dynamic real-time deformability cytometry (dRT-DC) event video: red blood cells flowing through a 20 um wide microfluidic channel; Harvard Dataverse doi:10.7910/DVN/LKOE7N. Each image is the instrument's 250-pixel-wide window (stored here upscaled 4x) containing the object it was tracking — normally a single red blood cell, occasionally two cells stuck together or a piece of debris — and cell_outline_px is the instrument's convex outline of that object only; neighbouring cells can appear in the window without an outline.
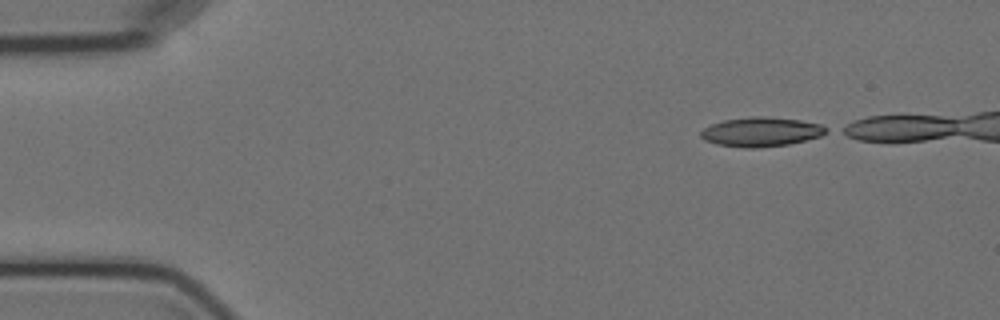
{"species": "Egyptian fruit bat (a non-hibernating species)", "species_latin": "Rousettus aegyptiacus", "temperature_condition": "cold", "stored_images_in_passage": 7, "segment_of_instrument_passage": [1, 2], "camera_frame_rate_fps": 3000, "um_per_image_px": 0.085, "animal": {"sex": "female"}, "frame": {"image": 1, "passage_image": 1, "time_ms": 0.0, "image_size_px": [1000, 320], "cell_outline_px": [[828, 132], [820, 136], [788, 144], [756, 148], [744, 148], [716, 144], [704, 140], [700, 136], [700, 132], [704, 128], [712, 124], [724, 120], [752, 116], [764, 116], [800, 120], [820, 124], [828, 128]], "centroid_in_image_um": [64.68, 11.21], "position_along_channel_um": 20.3, "area_um2": 21.39}}
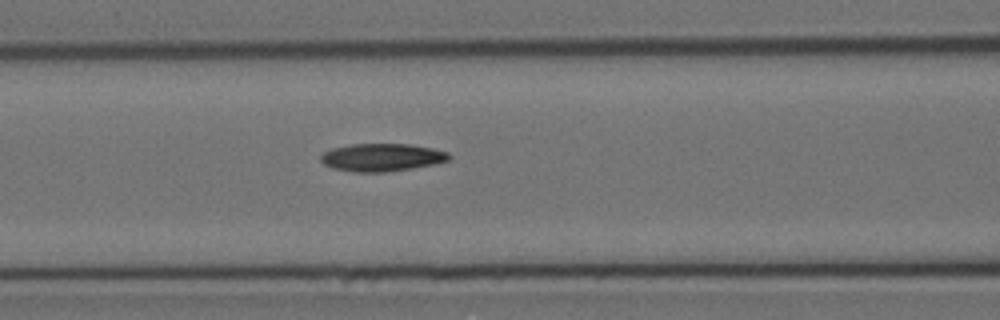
{"frame": {"image": 2, "passage_image": 6, "time_ms": 7.333, "image_size_px": [1000, 320], "cell_outline_px": [[452, 156], [448, 160], [436, 164], [412, 168], [384, 172], [352, 172], [332, 168], [324, 164], [320, 160], [320, 156], [324, 152], [332, 148], [352, 144], [408, 144], [432, 148], [448, 152]], "centroid_in_image_um": [32.45, 13.38], "position_along_channel_um": 134.1, "area_um2": 20.81}}